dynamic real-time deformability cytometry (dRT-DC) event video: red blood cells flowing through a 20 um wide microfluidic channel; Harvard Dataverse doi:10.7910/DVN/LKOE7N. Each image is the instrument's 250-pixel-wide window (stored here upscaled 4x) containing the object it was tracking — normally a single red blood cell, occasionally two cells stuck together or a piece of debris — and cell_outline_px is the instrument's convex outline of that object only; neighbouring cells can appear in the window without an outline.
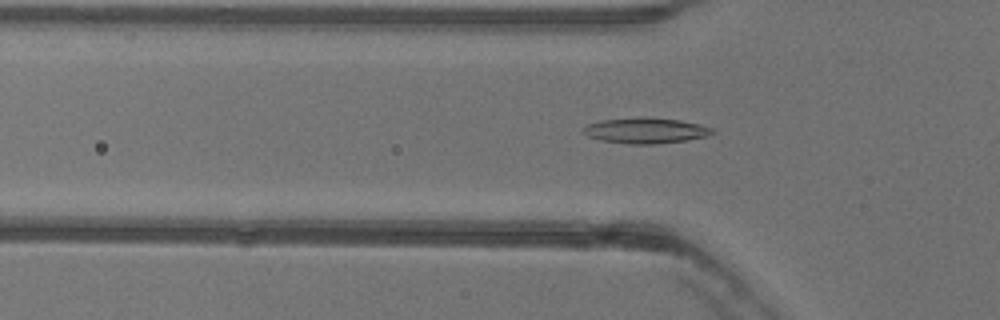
{"species": "common noctule bat (a hibernating species)", "species_latin": "Nyctalus noctula", "temperature_condition": "warm", "stored_images_in_passage": 37, "camera_frame_rate_fps": 3000, "um_per_image_px": 0.085, "animal": {"sex": "female"}, "frame": {"image": 1, "passage_image": 8, "time_ms": 2.333, "image_size_px": [1000, 320], "cell_outline_px": [[716, 132], [708, 136], [684, 140], [656, 144], [628, 144], [600, 140], [588, 136], [580, 132], [580, 128], [588, 124], [600, 120], [640, 116], [680, 120], [712, 128]], "centroid_in_image_um": [54.8, 11.09], "position_along_channel_um": 71.0, "area_um2": 19.48}}
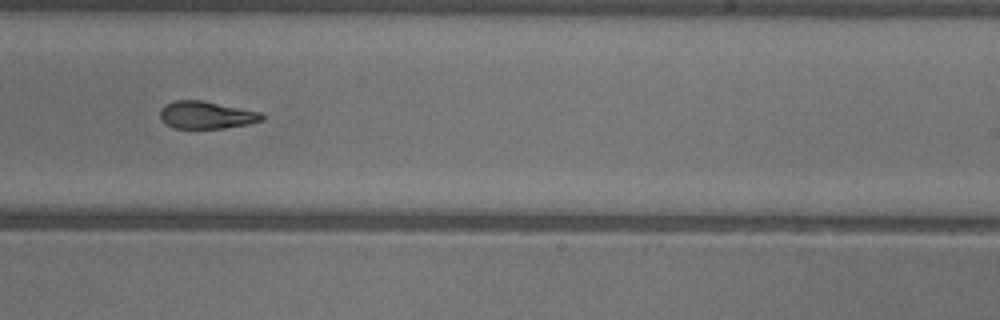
{"frame": {"image": 2, "passage_image": 23, "time_ms": 7.333, "image_size_px": [1000, 320], "cell_outline_px": [[264, 120], [248, 124], [224, 128], [172, 128], [164, 124], [160, 120], [160, 108], [164, 104], [172, 100], [204, 100], [260, 112], [264, 116]], "centroid_in_image_um": [17.48, 9.77], "position_along_channel_um": 271.5, "area_um2": 16.59}}
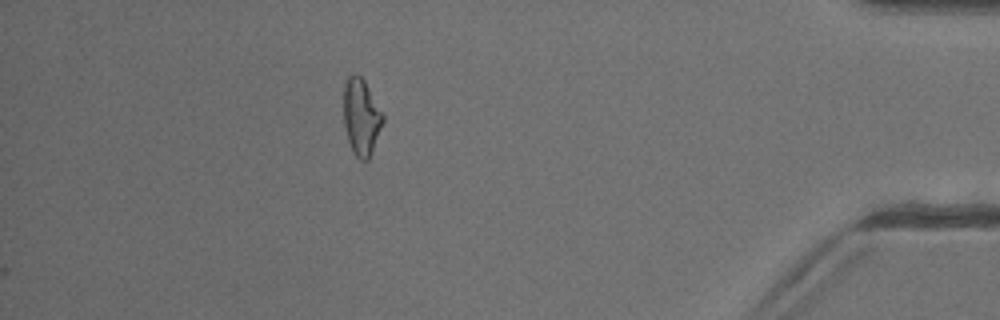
{"frame": {"image": 3, "passage_image": 37, "time_ms": 12.0, "image_size_px": [1000, 320], "cell_outline_px": [[384, 120], [368, 160], [360, 160], [352, 152], [344, 128], [344, 84], [348, 76], [352, 72], [356, 72], [364, 80], [384, 116]], "centroid_in_image_um": [30.68, 9.92], "position_along_channel_um": 404.5, "area_um2": 17.46}, "authors_computed_cell_mechanics": {"area_um2": 17.2822, "velocity_mm_per_s": 3.9871, "shape_relaxation_time_tau1_ms": 8.932, "shape_relaxation_time_tau2_ms": 4.3115, "deformation_change_tau1": 0.2296, "deformation_change_tau2": 0.1228}}